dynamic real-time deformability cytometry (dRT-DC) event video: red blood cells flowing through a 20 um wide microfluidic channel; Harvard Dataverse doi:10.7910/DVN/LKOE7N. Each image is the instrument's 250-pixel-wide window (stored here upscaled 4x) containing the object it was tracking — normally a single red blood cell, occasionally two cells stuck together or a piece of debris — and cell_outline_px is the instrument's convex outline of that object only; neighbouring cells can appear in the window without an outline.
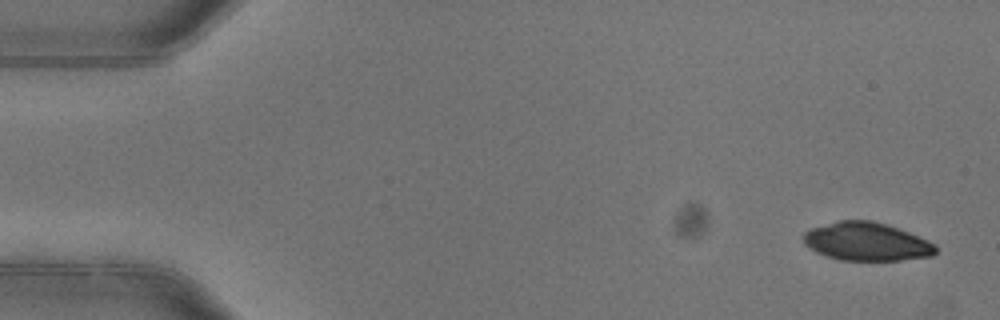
{"species": "common noctule bat (a hibernating species)", "species_latin": "Nyctalus noctula", "temperature_condition": "warm", "stored_images_in_passage": 5, "camera_frame_rate_fps": 3000, "um_per_image_px": 0.085, "animal": {"sex": "female"}, "frame": {"image": 1, "passage_image": 1, "time_ms": 0.0, "image_size_px": [1000, 320], "cell_outline_px": [[936, 252], [932, 256], [900, 260], [840, 260], [816, 252], [804, 244], [804, 232], [812, 228], [836, 220], [872, 220], [888, 224], [928, 240], [936, 244]], "centroid_in_image_um": [73.67, 20.53], "position_along_channel_um": 11.3, "area_um2": 29.54}}